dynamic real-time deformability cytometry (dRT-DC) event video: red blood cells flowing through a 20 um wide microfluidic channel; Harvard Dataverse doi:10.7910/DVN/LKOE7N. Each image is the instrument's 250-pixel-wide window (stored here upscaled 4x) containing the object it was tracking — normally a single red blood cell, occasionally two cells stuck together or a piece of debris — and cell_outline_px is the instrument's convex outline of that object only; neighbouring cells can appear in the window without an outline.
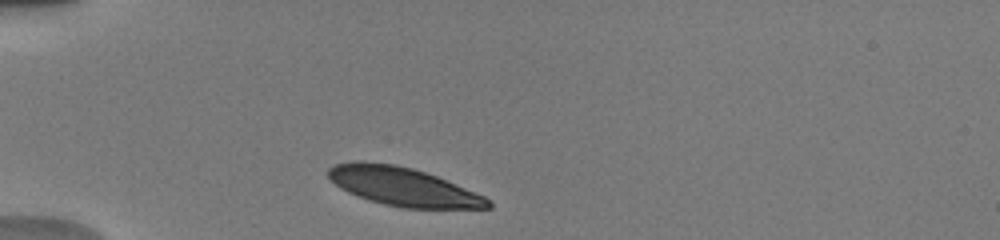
{"species": "human", "species_latin": "Homo sapiens", "temperature_condition": "warm", "stored_images_in_passage": 9, "camera_frame_rate_fps": 3000, "um_per_image_px": 0.085, "donor": {"sex": "male"}, "frame": {"image": 1, "passage_image": 3, "time_ms": 0.333, "image_size_px": [1000, 240], "cell_outline_px": [[492, 208], [404, 208], [384, 204], [348, 192], [340, 188], [328, 176], [328, 168], [332, 164], [352, 160], [360, 160], [396, 164], [412, 168], [436, 176], [484, 196], [492, 204]], "centroid_in_image_um": [34.21, 15.84], "position_along_channel_um": 50.8, "area_um2": 35.6}}
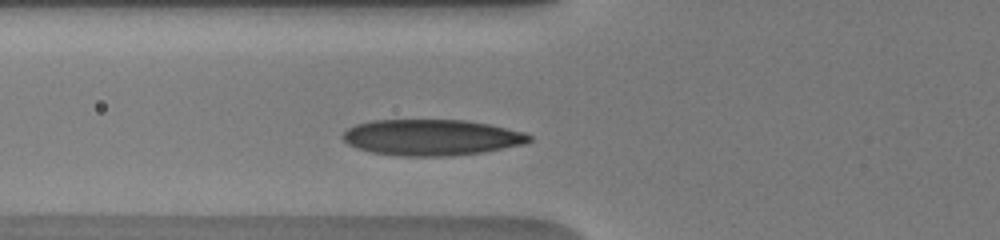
{"frame": {"image": 2, "passage_image": 7, "time_ms": 2.0, "image_size_px": [1000, 240], "cell_outline_px": [[532, 140], [524, 144], [484, 152], [452, 156], [400, 156], [372, 152], [356, 148], [348, 144], [340, 136], [348, 128], [356, 124], [372, 120], [464, 120], [488, 124], [524, 132], [532, 136]], "centroid_in_image_um": [36.67, 11.68], "position_along_channel_um": 89.1, "area_um2": 39.25}}